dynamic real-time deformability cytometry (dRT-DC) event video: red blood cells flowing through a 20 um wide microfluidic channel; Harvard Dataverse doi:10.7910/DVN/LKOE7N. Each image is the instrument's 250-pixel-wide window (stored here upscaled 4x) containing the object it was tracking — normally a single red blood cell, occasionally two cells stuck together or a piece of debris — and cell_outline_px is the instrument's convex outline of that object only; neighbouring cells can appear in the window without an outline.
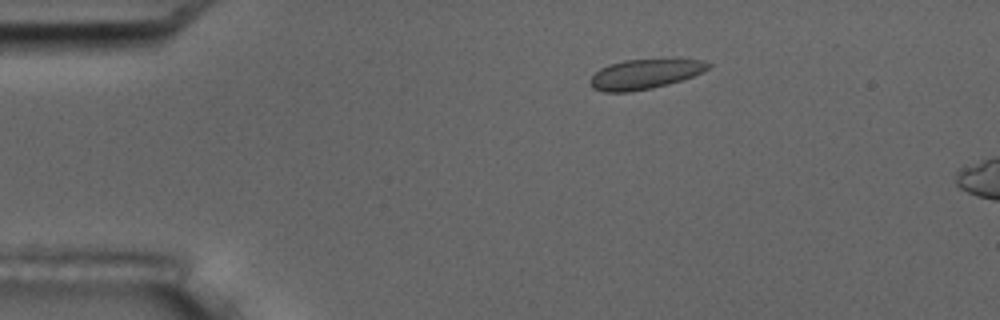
{"species": "common noctule bat (a hibernating species)", "species_latin": "Nyctalus noctula", "temperature_condition": "room temperature", "stored_images_in_passage": 2, "camera_frame_rate_fps": 3000, "um_per_image_px": 0.085, "animal": {"sex": "male", "body_mass_g": 17.5, "forearm_length_mm": 52.3}, "frame": {"image": 1, "passage_image": 2, "time_ms": 1.333, "image_size_px": [1000, 320], "cell_outline_px": [[712, 64], [708, 68], [692, 76], [668, 84], [652, 88], [628, 92], [604, 92], [592, 88], [588, 84], [588, 80], [600, 68], [608, 64], [624, 60], [704, 60]], "centroid_in_image_um": [54.72, 6.31], "position_along_channel_um": 30.3, "area_um2": 20.23}}